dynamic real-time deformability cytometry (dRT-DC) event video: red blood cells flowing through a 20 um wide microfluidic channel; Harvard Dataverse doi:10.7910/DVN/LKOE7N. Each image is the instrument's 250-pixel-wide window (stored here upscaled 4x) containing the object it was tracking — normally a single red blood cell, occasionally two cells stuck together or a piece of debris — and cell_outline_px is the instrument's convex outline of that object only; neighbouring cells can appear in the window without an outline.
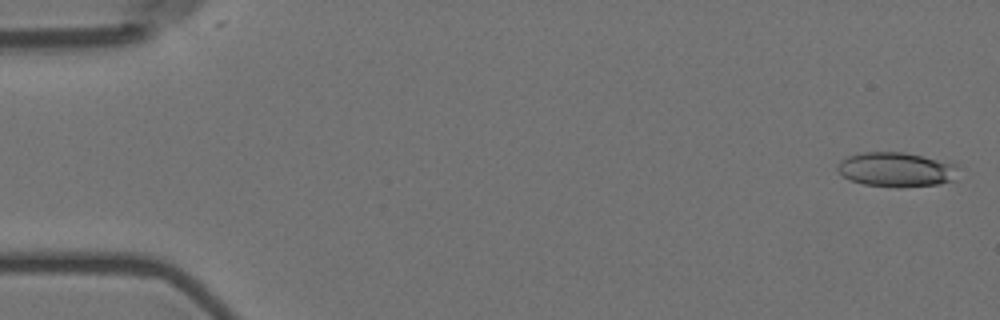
{"species": "Egyptian fruit bat (a non-hibernating species)", "species_latin": "Rousettus aegyptiacus", "temperature_condition": "room temperature", "stored_images_in_passage": 7, "camera_frame_rate_fps": 3000, "um_per_image_px": 0.085, "animal": {"sex": "female"}, "frame": {"image": 1, "passage_image": 1, "time_ms": 0.0, "image_size_px": [1000, 320], "cell_outline_px": [[960, 164], [956, 180], [936, 184], [896, 188], [864, 184], [852, 180], [844, 176], [836, 168], [840, 160], [848, 156], [864, 152], [904, 152], [952, 160]], "centroid_in_image_um": [76.31, 14.39], "position_along_channel_um": 8.7, "area_um2": 24.97}}
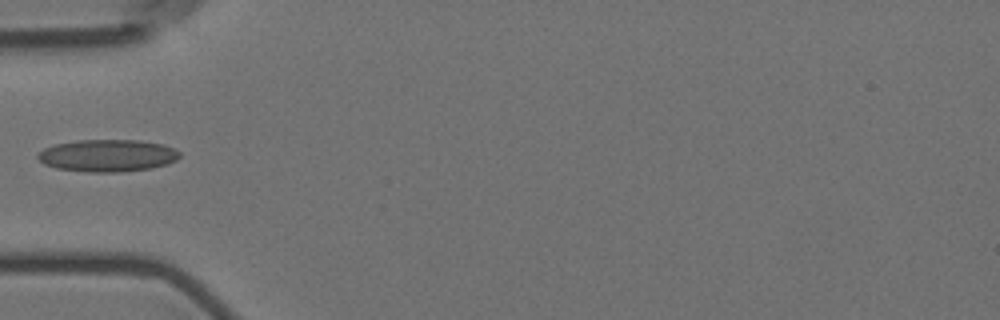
{"frame": {"image": 2, "passage_image": 6, "time_ms": 1.667, "image_size_px": [1000, 320], "cell_outline_px": [[180, 156], [176, 160], [168, 164], [152, 168], [120, 172], [88, 172], [56, 168], [44, 164], [36, 156], [44, 148], [52, 144], [76, 140], [136, 140], [164, 144], [180, 152]], "centroid_in_image_um": [9.13, 13.22], "position_along_channel_um": 75.9, "area_um2": 26.76}}
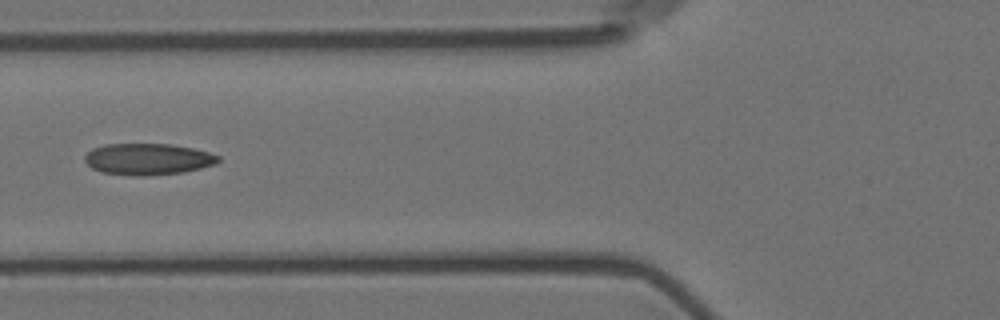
{"frame": {"image": 3, "passage_image": 7, "time_ms": 2.0, "image_size_px": [1000, 320], "cell_outline_px": [[220, 160], [216, 164], [184, 172], [144, 176], [136, 176], [100, 172], [92, 168], [84, 160], [84, 156], [92, 148], [104, 144], [168, 144], [192, 148], [208, 152], [220, 156]], "centroid_in_image_um": [12.55, 13.53], "position_along_channel_um": 113.2, "area_um2": 24.51}}